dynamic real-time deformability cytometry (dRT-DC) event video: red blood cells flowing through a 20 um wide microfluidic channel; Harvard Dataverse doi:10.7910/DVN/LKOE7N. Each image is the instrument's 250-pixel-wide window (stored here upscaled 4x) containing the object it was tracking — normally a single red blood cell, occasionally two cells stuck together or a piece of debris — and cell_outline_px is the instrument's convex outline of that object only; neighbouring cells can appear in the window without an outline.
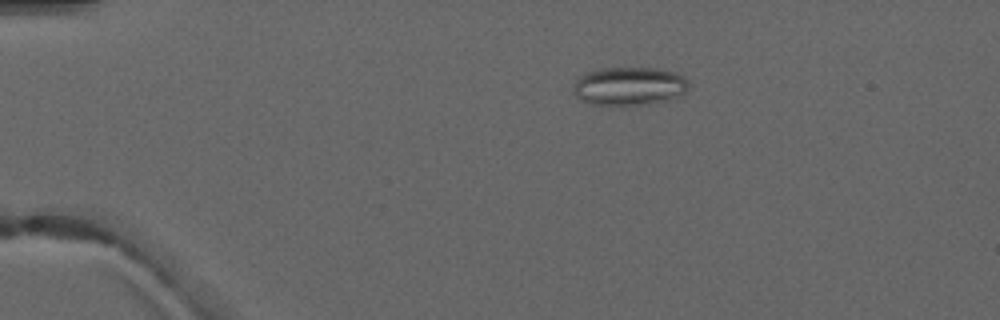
{"species": "common noctule bat (a hibernating species)", "species_latin": "Nyctalus noctula", "temperature_condition": "warm", "stored_images_in_passage": 4, "camera_frame_rate_fps": 3000, "um_per_image_px": 0.085, "animal": {"sex": "male", "forearm_length_mm": 52.5}, "frame": {"image": 1, "passage_image": 3, "time_ms": 2.333, "image_size_px": [1000, 320], "cell_outline_px": [[688, 88], [684, 92], [668, 100], [648, 104], [592, 104], [576, 96], [572, 92], [572, 84], [580, 76], [588, 72], [600, 68], [656, 68], [676, 72], [684, 76], [688, 84]], "centroid_in_image_um": [53.47, 7.3], "position_along_channel_um": 31.5, "area_um2": 25.61}}